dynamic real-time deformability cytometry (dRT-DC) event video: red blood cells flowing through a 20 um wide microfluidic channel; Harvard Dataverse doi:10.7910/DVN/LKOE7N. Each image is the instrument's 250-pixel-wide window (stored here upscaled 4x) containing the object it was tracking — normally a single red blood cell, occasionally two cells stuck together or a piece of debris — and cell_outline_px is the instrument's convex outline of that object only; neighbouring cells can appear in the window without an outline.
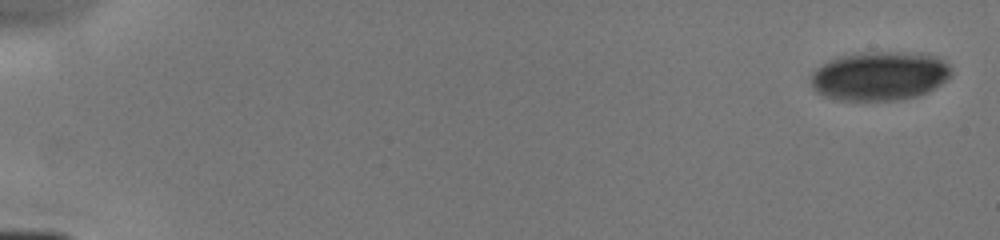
{"species": "human", "species_latin": "Homo sapiens", "temperature_condition": "cold", "stored_images_in_passage": 10, "camera_frame_rate_fps": 3000, "um_per_image_px": 0.085, "donor": {"sex": "male"}, "frame": {"image": 1, "passage_image": 1, "time_ms": 0.0, "image_size_px": [1000, 240], "cell_outline_px": [[952, 72], [948, 80], [936, 88], [920, 96], [900, 100], [836, 100], [824, 96], [816, 92], [812, 88], [812, 72], [816, 68], [828, 60], [840, 56], [860, 52], [924, 52], [936, 56], [944, 60], [952, 68]], "centroid_in_image_um": [74.82, 6.45], "position_along_channel_um": 10.2, "area_um2": 40.86}}
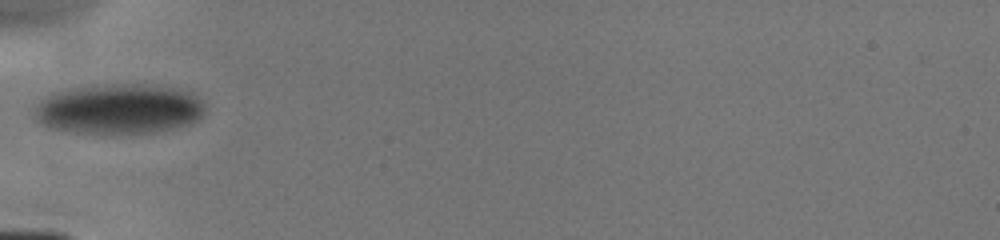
{"frame": {"image": 2, "passage_image": 7, "time_ms": 5.667, "image_size_px": [1000, 240], "cell_outline_px": [[204, 116], [200, 120], [176, 128], [156, 132], [112, 136], [108, 136], [72, 132], [48, 128], [40, 124], [32, 116], [36, 104], [40, 100], [56, 92], [68, 88], [92, 84], [152, 84], [192, 92], [204, 104]], "centroid_in_image_um": [10.08, 9.29], "position_along_channel_um": 74.9, "area_um2": 51.56}}
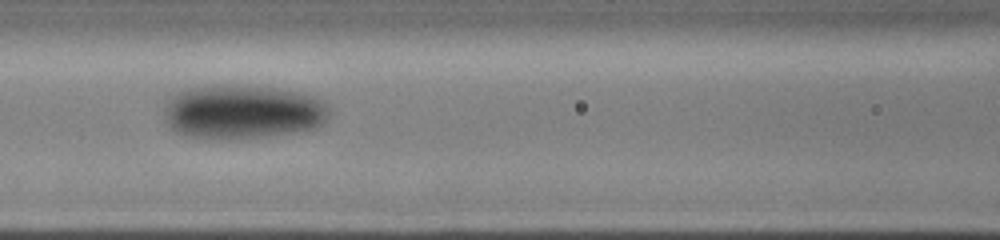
{"frame": {"image": 3, "passage_image": 9, "time_ms": 7.333, "image_size_px": [1000, 240], "cell_outline_px": [[328, 116], [320, 124], [312, 128], [256, 136], [188, 136], [176, 132], [164, 120], [164, 104], [176, 92], [188, 88], [212, 84], [228, 84], [276, 88], [316, 96], [324, 100], [328, 104]], "centroid_in_image_um": [20.57, 9.43], "position_along_channel_um": 146.0, "area_um2": 51.04}}